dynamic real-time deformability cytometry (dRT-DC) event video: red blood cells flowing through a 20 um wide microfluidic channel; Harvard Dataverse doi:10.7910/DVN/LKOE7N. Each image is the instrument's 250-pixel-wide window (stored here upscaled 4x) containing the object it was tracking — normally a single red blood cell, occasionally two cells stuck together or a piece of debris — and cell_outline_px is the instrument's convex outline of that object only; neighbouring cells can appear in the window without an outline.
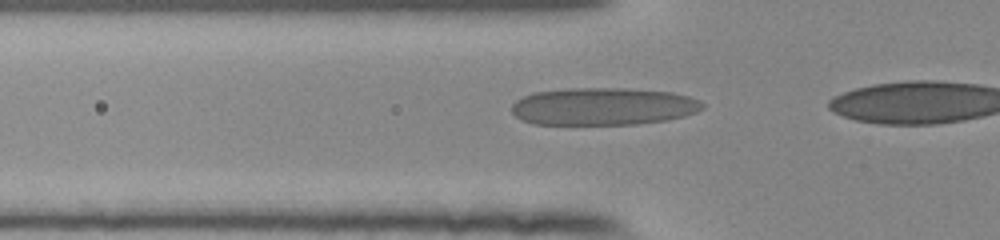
{"species": "human", "species_latin": "Homo sapiens", "temperature_condition": "room temperature", "stored_images_in_passage": 8, "camera_frame_rate_fps": 3000, "um_per_image_px": 0.085, "donor": {"sex": "female"}, "frame": {"image": 1, "passage_image": 7, "time_ms": 2.0, "image_size_px": [1000, 240], "cell_outline_px": [[704, 108], [696, 112], [684, 116], [664, 120], [636, 124], [532, 124], [516, 116], [512, 112], [512, 104], [516, 100], [532, 92], [568, 88], [628, 88], [672, 92], [688, 96], [700, 100], [704, 104]], "centroid_in_image_um": [51.27, 9.03], "position_along_channel_um": 74.5, "area_um2": 41.79}}